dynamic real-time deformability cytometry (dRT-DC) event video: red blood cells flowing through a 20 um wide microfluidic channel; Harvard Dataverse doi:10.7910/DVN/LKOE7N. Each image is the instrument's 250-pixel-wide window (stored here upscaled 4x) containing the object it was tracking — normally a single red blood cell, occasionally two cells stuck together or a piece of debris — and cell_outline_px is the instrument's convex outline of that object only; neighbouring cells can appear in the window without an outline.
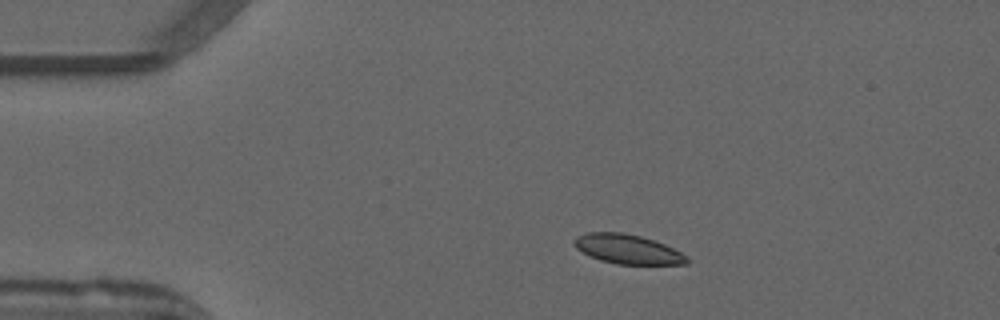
{"species": "common noctule bat (a hibernating species)", "species_latin": "Nyctalus noctula", "temperature_condition": "warm", "stored_images_in_passage": 50, "camera_frame_rate_fps": 3000, "um_per_image_px": 0.085, "animal": {"sex": "male", "forearm_length_mm": 52.5}, "frame": {"image": 1, "passage_image": 8, "time_ms": 2.333, "image_size_px": [1000, 320], "cell_outline_px": [[688, 264], [616, 264], [600, 260], [576, 248], [572, 240], [576, 236], [588, 232], [620, 232], [640, 236], [664, 244], [688, 256]], "centroid_in_image_um": [53.33, 21.17], "position_along_channel_um": 31.7, "area_um2": 19.13}}
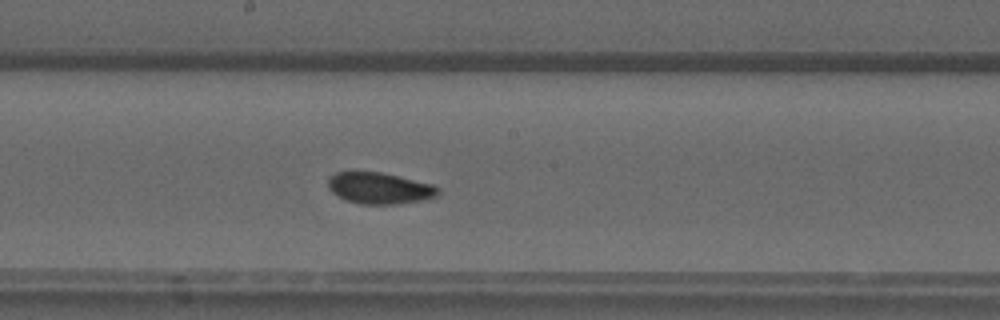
{"frame": {"image": 2, "passage_image": 26, "time_ms": 8.333, "image_size_px": [1000, 320], "cell_outline_px": [[440, 192], [436, 196], [420, 200], [396, 204], [360, 204], [348, 200], [332, 192], [328, 188], [328, 176], [336, 172], [352, 168], [356, 168], [380, 172], [432, 184], [440, 188]], "centroid_in_image_um": [32.18, 15.94], "position_along_channel_um": 216.0, "area_um2": 20.58}}
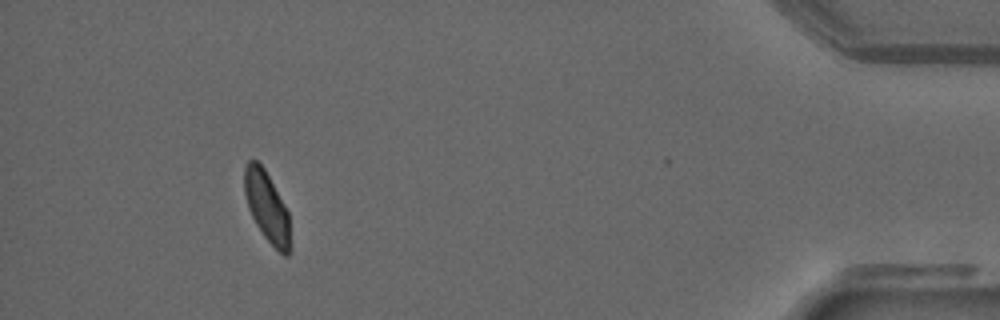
{"frame": {"image": 3, "passage_image": 46, "time_ms": 15.0, "image_size_px": [1000, 320], "cell_outline_px": [[292, 248], [288, 256], [284, 256], [264, 236], [256, 224], [248, 208], [244, 192], [244, 164], [248, 160], [256, 160], [264, 168], [284, 204], [288, 212]], "centroid_in_image_um": [22.69, 17.6], "position_along_channel_um": 412.5, "area_um2": 18.84}, "authors_computed_cell_mechanics": {"area_um2": 19.8832, "velocity_mm_per_s": 3.9141, "shape_relaxation_time_tau1_ms": 4.494, "shape_relaxation_time_tau2_ms": 4.3328, "deformation_change_tau1": 0.1122, "deformation_change_tau2": 0.0471}}